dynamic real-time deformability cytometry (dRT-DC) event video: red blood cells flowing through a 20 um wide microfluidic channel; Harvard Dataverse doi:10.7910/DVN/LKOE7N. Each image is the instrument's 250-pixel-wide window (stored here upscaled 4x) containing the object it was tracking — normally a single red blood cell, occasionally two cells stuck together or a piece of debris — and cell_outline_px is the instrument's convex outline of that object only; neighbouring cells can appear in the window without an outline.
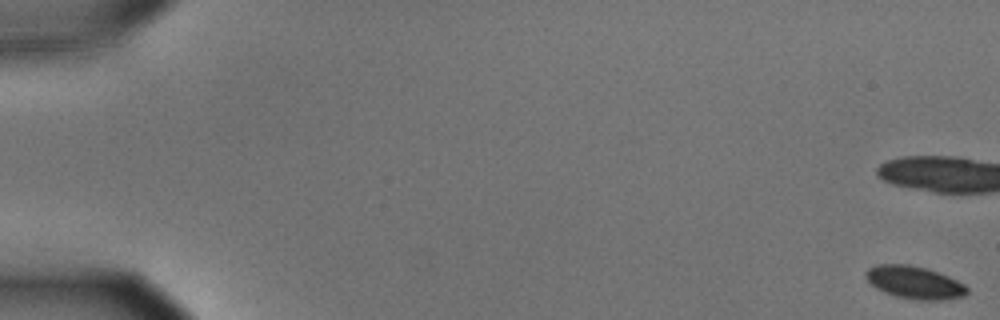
{"species": "common noctule bat (a hibernating species)", "species_latin": "Nyctalus noctula", "temperature_condition": "cold", "stored_images_in_passage": 21, "camera_frame_rate_fps": 3000, "um_per_image_px": 0.085, "animal": {"sex": "male", "body_mass_g": 15.6}, "frame": {"image": 1, "passage_image": 1, "time_ms": 0.0, "image_size_px": [1000, 320], "cell_outline_px": [[968, 292], [964, 296], [944, 300], [916, 300], [896, 296], [884, 292], [876, 288], [864, 276], [864, 272], [868, 268], [876, 264], [908, 264], [924, 268], [948, 276], [964, 284], [968, 288]], "centroid_in_image_um": [77.71, 24.01], "position_along_channel_um": 7.3, "area_um2": 19.25}}